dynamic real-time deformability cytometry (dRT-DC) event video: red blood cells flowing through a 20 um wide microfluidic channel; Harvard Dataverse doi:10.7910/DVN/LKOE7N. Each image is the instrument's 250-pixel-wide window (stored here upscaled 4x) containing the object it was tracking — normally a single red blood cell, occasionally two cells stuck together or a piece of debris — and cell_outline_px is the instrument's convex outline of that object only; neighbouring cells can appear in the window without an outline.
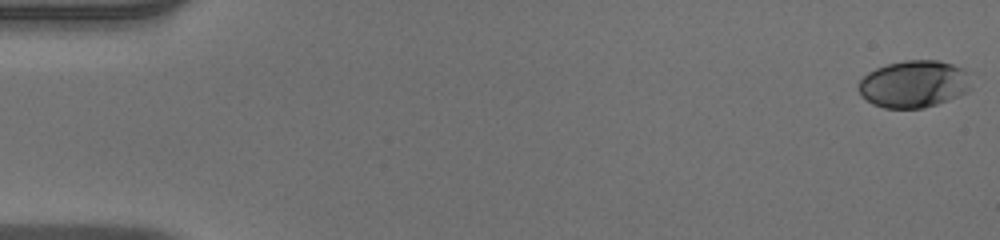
{"species": "human", "species_latin": "Homo sapiens", "temperature_condition": "warm", "stored_images_in_passage": 53, "camera_frame_rate_fps": 3000, "um_per_image_px": 0.085, "donor": {"sex": "male"}, "frame": {"image": 1, "passage_image": 1, "time_ms": 0.0, "image_size_px": [1000, 240], "cell_outline_px": [[968, 92], [948, 100], [924, 108], [884, 108], [872, 104], [860, 96], [860, 80], [868, 72], [876, 68], [888, 64], [904, 60], [940, 60], [952, 64], [960, 68], [964, 72], [968, 88]], "centroid_in_image_um": [77.61, 7.15], "position_along_channel_um": 7.4, "area_um2": 30.52}}
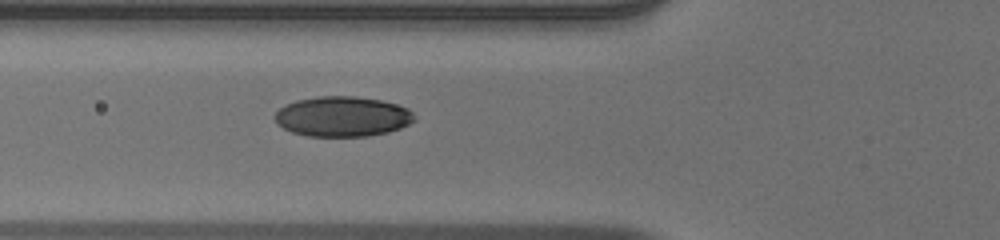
{"frame": {"image": 2, "passage_image": 20, "time_ms": 6.333, "image_size_px": [1000, 240], "cell_outline_px": [[416, 120], [400, 128], [388, 132], [368, 136], [308, 136], [292, 132], [276, 124], [272, 116], [284, 104], [296, 100], [316, 96], [356, 96], [380, 100], [396, 104], [408, 108], [416, 116]], "centroid_in_image_um": [29.08, 9.9], "position_along_channel_um": 96.7, "area_um2": 32.95}}
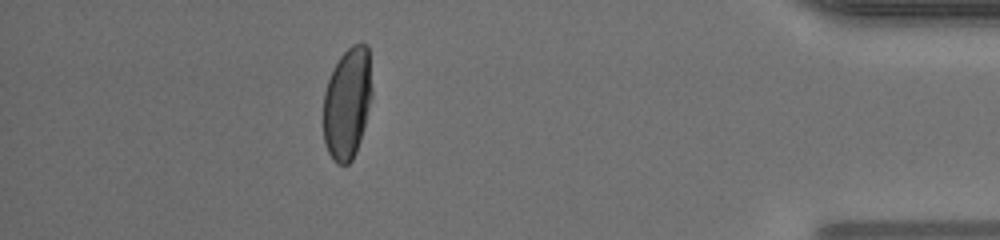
{"frame": {"image": 3, "passage_image": 47, "time_ms": 15.333, "image_size_px": [1000, 240], "cell_outline_px": [[372, 96], [360, 140], [356, 152], [352, 160], [348, 164], [336, 164], [332, 160], [328, 152], [324, 140], [324, 92], [332, 68], [340, 56], [352, 44], [368, 44], [372, 88]], "centroid_in_image_um": [29.52, 8.76], "position_along_channel_um": 405.7, "area_um2": 31.73}, "authors_computed_cell_mechanics": {"area_um2": 32.1368, "velocity_mm_per_s": 3.9471, "shape_relaxation_time_tau1_ms": 5.0272, "shape_relaxation_time_tau2_ms": null, "deformation_change_tau1": 0.1963, "deformation_change_tau2": null}}